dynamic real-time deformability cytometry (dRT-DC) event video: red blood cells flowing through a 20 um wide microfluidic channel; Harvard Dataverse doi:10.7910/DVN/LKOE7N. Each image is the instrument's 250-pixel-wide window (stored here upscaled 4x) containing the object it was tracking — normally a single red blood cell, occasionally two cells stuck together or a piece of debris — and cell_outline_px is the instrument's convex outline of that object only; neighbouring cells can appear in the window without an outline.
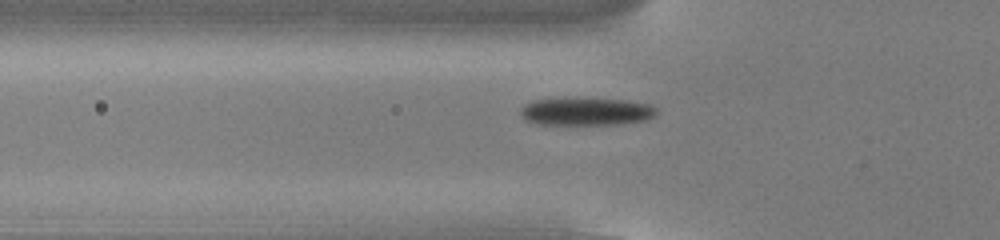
{"species": "common noctule bat (a hibernating species)", "species_latin": "Nyctalus noctula", "temperature_condition": "cold", "stored_images_in_passage": 36, "camera_frame_rate_fps": 3000, "um_per_image_px": 0.085, "animal": {"sex": "male", "body_mass_g": 13.0, "forearm_length_mm": 53.1}, "frame": {"image": 1, "passage_image": 7, "time_ms": 2.0, "image_size_px": [1000, 240], "cell_outline_px": [[656, 116], [648, 120], [624, 124], [536, 124], [524, 120], [520, 112], [520, 108], [524, 104], [532, 100], [576, 96], [624, 100], [652, 104], [656, 108]], "centroid_in_image_um": [49.82, 9.45], "position_along_channel_um": 76.0, "area_um2": 22.95}}
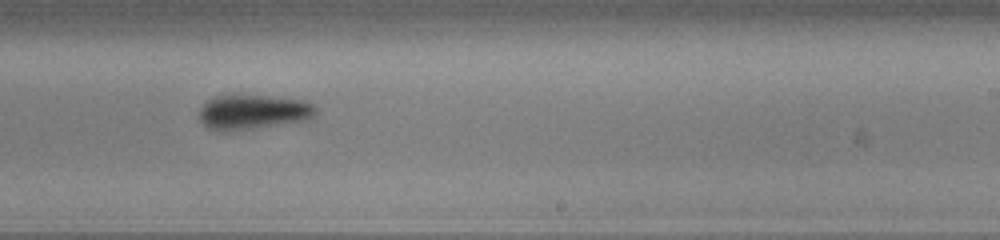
{"frame": {"image": 2, "passage_image": 22, "time_ms": 7.0, "image_size_px": [1000, 240], "cell_outline_px": [[316, 112], [308, 120], [256, 128], [228, 132], [216, 132], [208, 128], [200, 120], [200, 108], [212, 96], [264, 96], [304, 100], [312, 104], [316, 108]], "centroid_in_image_um": [21.48, 9.55], "position_along_channel_um": 267.5, "area_um2": 23.52}}
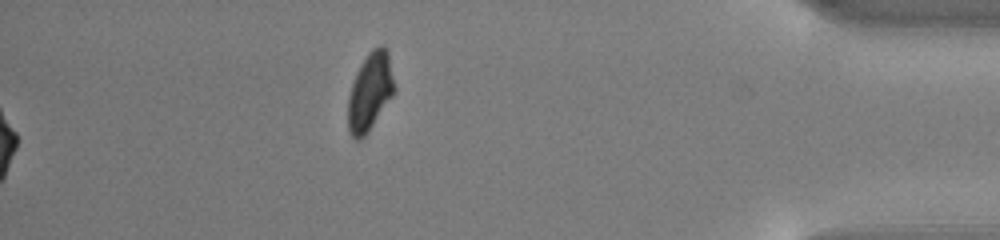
{"frame": {"image": 3, "passage_image": 36, "time_ms": 11.667, "image_size_px": [1000, 240], "cell_outline_px": [[396, 88], [392, 96], [368, 132], [360, 140], [356, 140], [348, 132], [348, 96], [356, 72], [360, 64], [368, 52], [372, 48], [380, 44], [384, 44], [388, 48]], "centroid_in_image_um": [31.47, 7.74], "position_along_channel_um": 403.7, "area_um2": 21.39}, "authors_computed_cell_mechanics": {"area_um2": 22.8888, "velocity_mm_per_s": 3.8323, "shape_relaxation_time_tau1_ms": 2.7783, "shape_relaxation_time_tau2_ms": null, "deformation_change_tau1": 0.1281, "deformation_change_tau2": null}}